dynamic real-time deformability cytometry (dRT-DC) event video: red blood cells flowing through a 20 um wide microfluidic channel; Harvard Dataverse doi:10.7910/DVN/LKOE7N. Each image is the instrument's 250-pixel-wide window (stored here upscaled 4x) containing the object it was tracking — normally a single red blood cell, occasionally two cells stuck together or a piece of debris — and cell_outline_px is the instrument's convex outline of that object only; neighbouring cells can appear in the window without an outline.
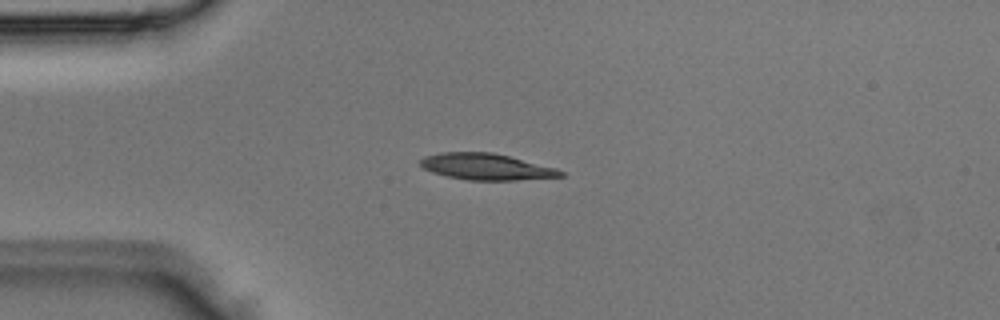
{"species": "Egyptian fruit bat (a non-hibernating species)", "species_latin": "Rousettus aegyptiacus", "temperature_condition": "room temperature", "stored_images_in_passage": 3, "camera_frame_rate_fps": 3000, "um_per_image_px": 0.085, "animal": {"sex": "male"}, "frame": {"image": 1, "passage_image": 2, "time_ms": 0.333, "image_size_px": [1000, 320], "cell_outline_px": [[564, 176], [516, 180], [468, 180], [448, 176], [432, 172], [424, 168], [420, 164], [420, 160], [424, 156], [440, 152], [492, 152], [556, 168], [564, 172]], "centroid_in_image_um": [41.31, 14.17], "position_along_channel_um": 43.7, "area_um2": 21.33}}